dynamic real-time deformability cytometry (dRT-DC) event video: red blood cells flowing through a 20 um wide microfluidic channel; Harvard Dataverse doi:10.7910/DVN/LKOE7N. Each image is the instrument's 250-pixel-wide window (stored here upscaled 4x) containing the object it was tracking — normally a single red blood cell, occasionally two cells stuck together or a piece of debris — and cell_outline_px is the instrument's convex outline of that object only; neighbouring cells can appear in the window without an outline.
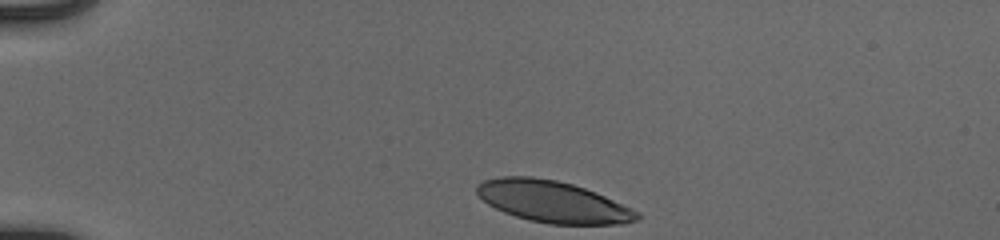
{"species": "human", "species_latin": "Homo sapiens", "temperature_condition": "cold", "stored_images_in_passage": 35, "camera_frame_rate_fps": 3000, "um_per_image_px": 0.085, "donor": {"sex": "male"}, "frame": {"image": 1, "passage_image": 1, "time_ms": 0.0, "image_size_px": [1000, 240], "cell_outline_px": [[640, 216], [636, 220], [624, 224], [548, 224], [528, 220], [504, 212], [488, 204], [476, 192], [476, 184], [484, 180], [500, 176], [532, 176], [556, 180], [572, 184], [596, 192], [640, 212]], "centroid_in_image_um": [46.98, 17.14], "position_along_channel_um": 38.0, "area_um2": 38.78}}
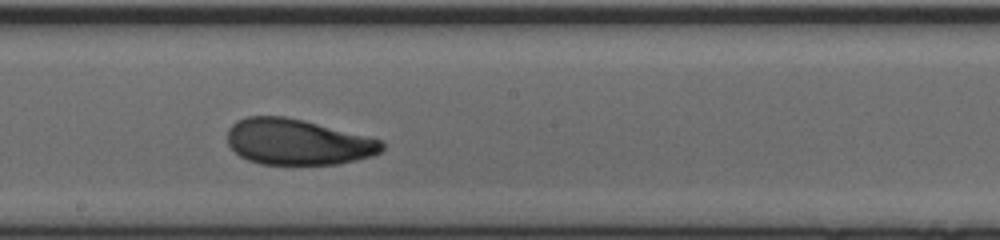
{"frame": {"image": 2, "passage_image": 20, "time_ms": 6.333, "image_size_px": [1000, 240], "cell_outline_px": [[384, 148], [380, 152], [372, 156], [340, 164], [260, 164], [248, 160], [240, 156], [228, 144], [228, 128], [236, 120], [248, 116], [284, 116], [304, 120], [380, 140], [384, 144]], "centroid_in_image_um": [25.27, 12.07], "position_along_channel_um": 222.9, "area_um2": 41.1}}
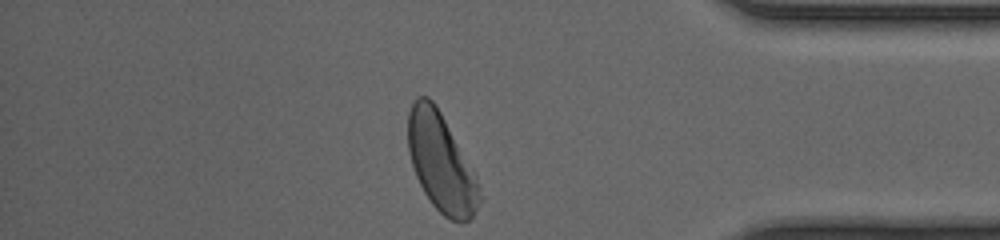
{"frame": {"image": 3, "passage_image": 35, "time_ms": 11.333, "image_size_px": [1000, 240], "cell_outline_px": [[480, 200], [472, 216], [468, 220], [452, 220], [444, 216], [432, 204], [424, 192], [416, 176], [408, 152], [408, 112], [416, 96], [428, 96], [436, 104], [476, 176], [480, 188]], "centroid_in_image_um": [37.46, 13.79], "position_along_channel_um": 397.7, "area_um2": 40.29}, "authors_computed_cell_mechanics": {"area_um2": 41.2114, "velocity_mm_per_s": 3.8995, "shape_relaxation_time_tau1_ms": 3.722, "shape_relaxation_time_tau2_ms": 1.4401, "deformation_change_tau1": 0.151, "deformation_change_tau2": 0.0703}}